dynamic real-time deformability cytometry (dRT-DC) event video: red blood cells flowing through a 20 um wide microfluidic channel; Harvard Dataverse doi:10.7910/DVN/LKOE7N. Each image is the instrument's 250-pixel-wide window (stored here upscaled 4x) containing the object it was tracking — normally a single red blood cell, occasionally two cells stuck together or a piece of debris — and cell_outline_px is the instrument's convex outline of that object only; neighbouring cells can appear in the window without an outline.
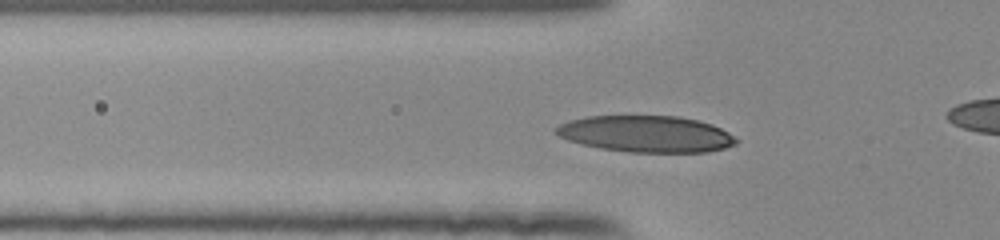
{"species": "human", "species_latin": "Homo sapiens", "temperature_condition": "room temperature", "stored_images_in_passage": 37, "camera_frame_rate_fps": 3000, "um_per_image_px": 0.085, "donor": {"sex": "female"}, "frame": {"image": 1, "passage_image": 11, "time_ms": 3.333, "image_size_px": [1000, 240], "cell_outline_px": [[740, 140], [736, 144], [724, 148], [704, 152], [628, 152], [600, 148], [568, 140], [552, 132], [552, 128], [560, 124], [572, 120], [588, 116], [680, 116], [712, 124], [728, 132]], "centroid_in_image_um": [54.92, 11.38], "position_along_channel_um": 70.9, "area_um2": 38.32}}
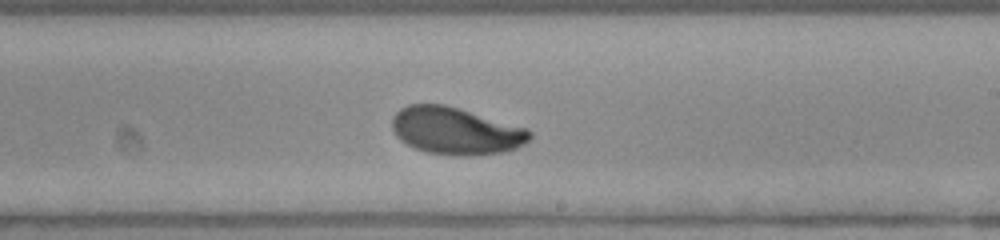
{"frame": {"image": 2, "passage_image": 25, "time_ms": 8.0, "image_size_px": [1000, 240], "cell_outline_px": [[532, 136], [524, 144], [516, 148], [504, 152], [472, 156], [452, 156], [428, 152], [416, 148], [400, 140], [396, 136], [392, 128], [392, 116], [400, 108], [408, 104], [444, 104], [528, 128], [532, 132]], "centroid_in_image_um": [38.74, 11.13], "position_along_channel_um": 250.3, "area_um2": 38.03}}
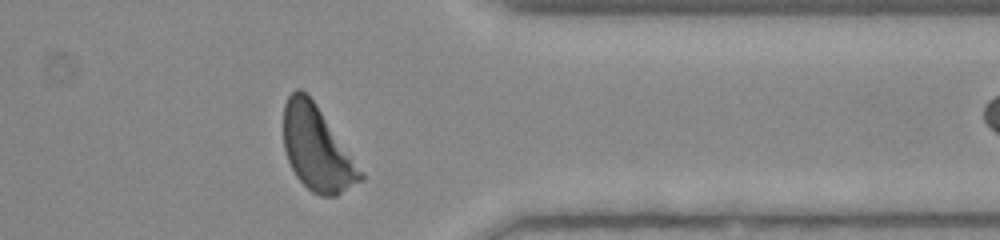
{"frame": {"image": 3, "passage_image": 36, "time_ms": 11.667, "image_size_px": [1000, 240], "cell_outline_px": [[364, 180], [336, 196], [320, 196], [312, 192], [296, 176], [288, 160], [284, 148], [284, 104], [288, 96], [296, 88], [300, 88], [316, 104], [364, 172]], "centroid_in_image_um": [26.96, 12.65], "position_along_channel_um": 384.4, "area_um2": 37.63}}